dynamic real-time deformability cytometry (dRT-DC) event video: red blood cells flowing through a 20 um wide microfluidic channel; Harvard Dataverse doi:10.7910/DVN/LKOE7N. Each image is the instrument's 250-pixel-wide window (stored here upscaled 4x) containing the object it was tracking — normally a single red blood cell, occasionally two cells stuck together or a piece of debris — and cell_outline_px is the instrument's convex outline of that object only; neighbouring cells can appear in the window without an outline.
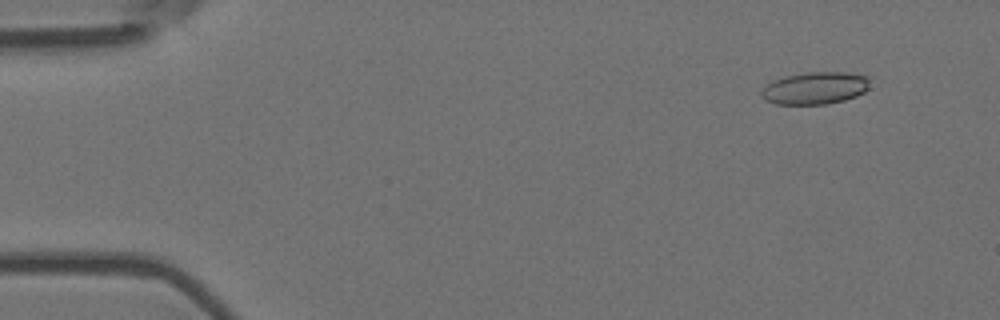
{"species": "Egyptian fruit bat (a non-hibernating species)", "species_latin": "Rousettus aegyptiacus", "temperature_condition": "room temperature", "stored_images_in_passage": 5, "camera_frame_rate_fps": 3000, "um_per_image_px": 0.085, "animal": {"sex": "female"}, "frame": {"image": 1, "passage_image": 2, "time_ms": 0.333, "image_size_px": [1000, 320], "cell_outline_px": [[868, 88], [864, 92], [856, 96], [844, 100], [824, 104], [776, 104], [764, 100], [760, 96], [760, 92], [764, 84], [772, 80], [784, 76], [808, 72], [848, 72], [868, 76]], "centroid_in_image_um": [69.22, 7.48], "position_along_channel_um": 15.8, "area_um2": 20.63}}
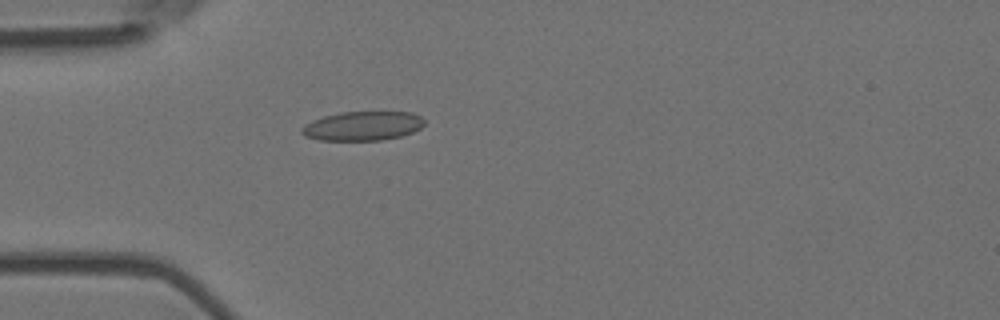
{"frame": {"image": 2, "passage_image": 5, "time_ms": 1.333, "image_size_px": [1000, 320], "cell_outline_px": [[424, 124], [420, 128], [412, 132], [400, 136], [380, 140], [320, 140], [304, 136], [300, 132], [300, 128], [304, 124], [312, 120], [324, 116], [340, 112], [412, 112], [420, 116], [424, 120]], "centroid_in_image_um": [30.79, 10.7], "position_along_channel_um": 54.2, "area_um2": 20.87}}